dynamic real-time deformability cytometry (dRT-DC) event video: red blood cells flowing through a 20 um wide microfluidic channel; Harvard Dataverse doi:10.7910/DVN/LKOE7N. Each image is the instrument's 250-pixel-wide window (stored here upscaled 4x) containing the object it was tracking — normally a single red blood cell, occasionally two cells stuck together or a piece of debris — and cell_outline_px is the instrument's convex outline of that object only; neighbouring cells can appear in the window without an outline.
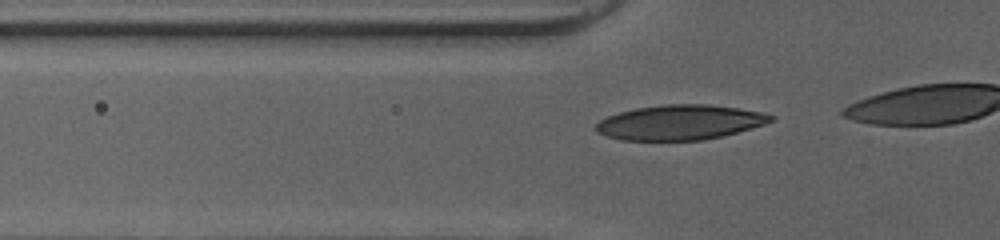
{"species": "human", "species_latin": "Homo sapiens", "temperature_condition": "cold", "stored_images_in_passage": 10, "camera_frame_rate_fps": 3000, "um_per_image_px": 0.085, "donor": {"sex": "female"}, "frame": {"image": 1, "passage_image": 4, "time_ms": 1.0, "image_size_px": [1000, 240], "cell_outline_px": [[776, 120], [764, 124], [736, 132], [720, 136], [700, 140], [620, 140], [596, 132], [596, 124], [600, 120], [608, 116], [620, 112], [636, 108], [664, 104], [708, 104], [736, 108], [760, 112], [776, 116]], "centroid_in_image_um": [57.79, 10.4], "position_along_channel_um": 68.0, "area_um2": 35.26}}
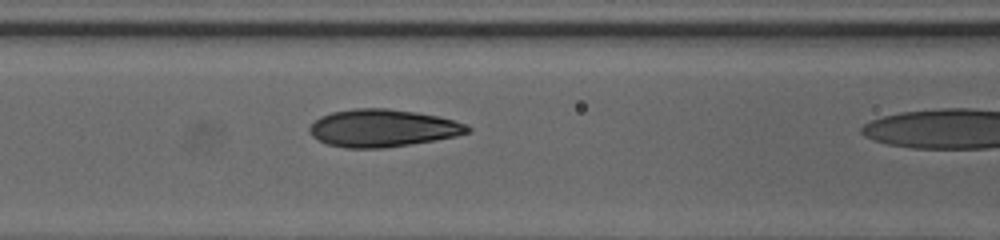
{"frame": {"image": 2, "passage_image": 9, "time_ms": 2.667, "image_size_px": [1000, 240], "cell_outline_px": [[472, 132], [456, 136], [436, 140], [384, 148], [344, 148], [328, 144], [312, 136], [308, 132], [308, 128], [320, 116], [332, 112], [352, 108], [388, 108], [416, 112], [440, 116], [468, 124], [472, 128]], "centroid_in_image_um": [32.56, 10.88], "position_along_channel_um": 134.0, "area_um2": 34.85}}